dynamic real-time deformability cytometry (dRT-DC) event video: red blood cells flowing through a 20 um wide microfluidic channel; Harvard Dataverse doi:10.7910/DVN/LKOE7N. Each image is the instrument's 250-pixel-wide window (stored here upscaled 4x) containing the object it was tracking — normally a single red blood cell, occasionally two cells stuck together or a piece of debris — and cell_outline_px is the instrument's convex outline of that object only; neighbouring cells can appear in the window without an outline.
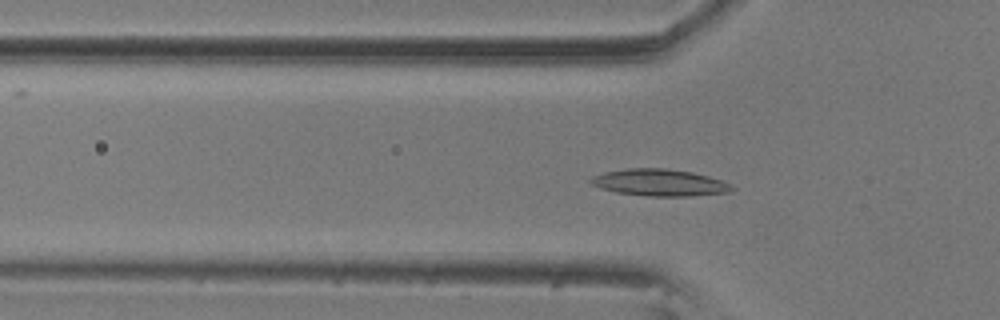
{"species": "common noctule bat (a hibernating species)", "species_latin": "Nyctalus noctula", "temperature_condition": "room temperature", "stored_images_in_passage": 58, "camera_frame_rate_fps": 3000, "um_per_image_px": 0.085, "animal": {"sex": "male", "body_mass_g": 20.5, "forearm_length_mm": 52.5}, "frame": {"image": 1, "passage_image": 19, "time_ms": 6.0, "image_size_px": [1000, 320], "cell_outline_px": [[736, 188], [728, 192], [692, 196], [648, 196], [616, 192], [600, 188], [592, 184], [588, 180], [592, 176], [604, 172], [628, 168], [664, 168], [692, 172], [708, 176], [720, 180]], "centroid_in_image_um": [56.03, 15.52], "position_along_channel_um": 69.8, "area_um2": 21.96}}
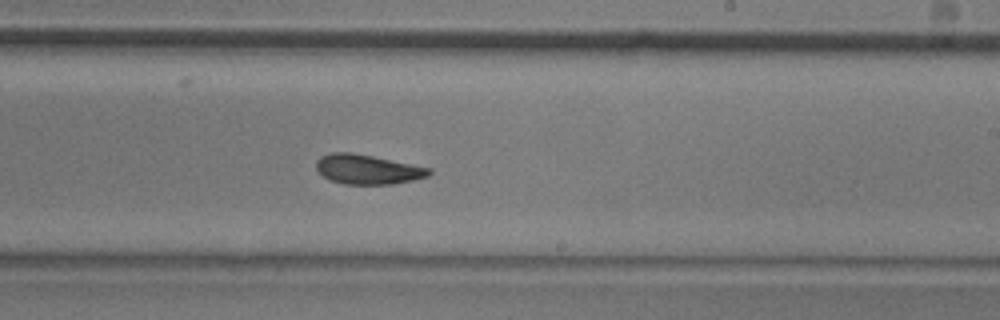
{"frame": {"image": 2, "passage_image": 35, "time_ms": 11.333, "image_size_px": [1000, 320], "cell_outline_px": [[432, 172], [428, 176], [412, 180], [392, 184], [344, 184], [332, 180], [324, 176], [316, 168], [316, 160], [320, 156], [332, 152], [352, 152], [432, 168]], "centroid_in_image_um": [31.25, 14.39], "position_along_channel_um": 257.8, "area_um2": 19.36}}
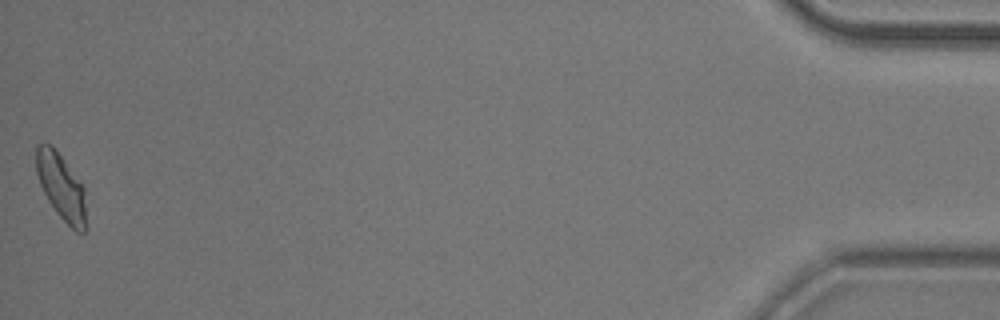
{"frame": {"image": 3, "passage_image": 58, "time_ms": 19.0, "image_size_px": [1000, 320], "cell_outline_px": [[88, 228], [84, 232], [76, 232], [56, 212], [48, 200], [40, 184], [36, 172], [36, 144], [48, 144], [60, 156], [84, 188]], "centroid_in_image_um": [5.23, 15.96], "position_along_channel_um": 430.0, "area_um2": 18.96}, "authors_computed_cell_mechanics": {"area_um2": 19.8254, "velocity_mm_per_s": 3.5118, "shape_relaxation_time_tau1_ms": 4.0014, "shape_relaxation_time_tau2_ms": 3.3566, "deformation_change_tau1": 0.1342, "deformation_change_tau2": 0.0999}}